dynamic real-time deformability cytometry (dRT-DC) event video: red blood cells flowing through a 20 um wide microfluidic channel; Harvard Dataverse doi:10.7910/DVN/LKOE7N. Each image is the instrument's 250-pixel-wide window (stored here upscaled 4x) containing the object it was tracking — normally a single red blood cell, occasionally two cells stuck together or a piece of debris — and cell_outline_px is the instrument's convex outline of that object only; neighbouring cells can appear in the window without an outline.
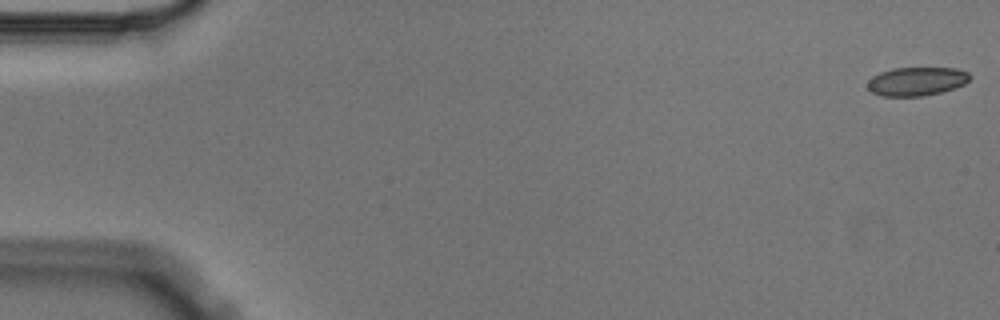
{"species": "Egyptian fruit bat (a non-hibernating species)", "species_latin": "Rousettus aegyptiacus", "temperature_condition": "cold", "stored_images_in_passage": 6, "camera_frame_rate_fps": 3000, "um_per_image_px": 0.085, "animal": {"sex": "male"}, "frame": {"image": 1, "passage_image": 1, "time_ms": 0.0, "image_size_px": [1000, 320], "cell_outline_px": [[972, 76], [964, 84], [956, 88], [924, 96], [880, 96], [872, 92], [868, 88], [868, 80], [872, 76], [880, 72], [892, 68], [956, 68], [968, 72]], "centroid_in_image_um": [77.91, 6.91], "position_along_channel_um": 7.1, "area_um2": 17.17}}
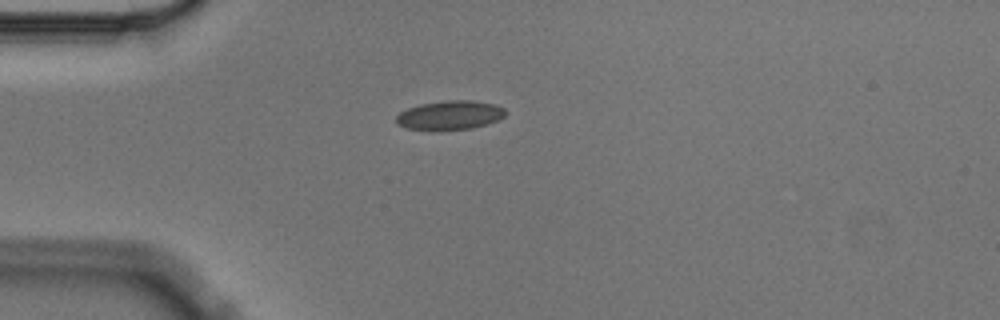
{"frame": {"image": 2, "passage_image": 5, "time_ms": 1.333, "image_size_px": [1000, 320], "cell_outline_px": [[508, 112], [504, 116], [488, 124], [472, 128], [436, 132], [432, 132], [408, 128], [396, 124], [396, 116], [400, 112], [408, 108], [420, 104], [448, 100], [472, 100], [496, 104], [504, 108]], "centroid_in_image_um": [38.23, 9.81], "position_along_channel_um": 46.8, "area_um2": 19.02}}
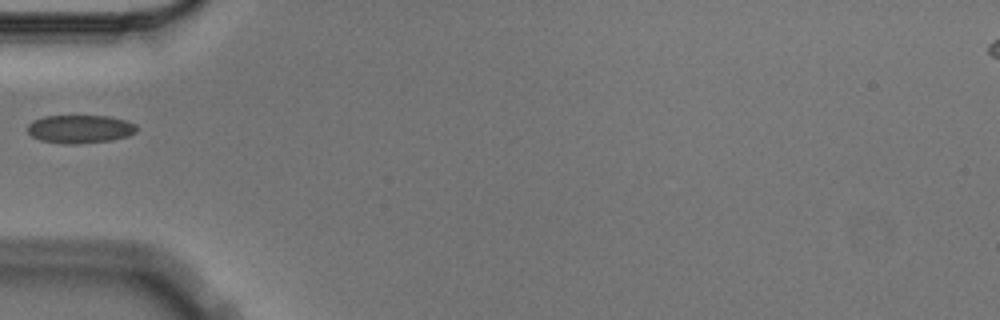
{"frame": {"image": 3, "passage_image": 6, "time_ms": 1.667, "image_size_px": [1000, 320], "cell_outline_px": [[136, 132], [128, 136], [112, 140], [76, 144], [64, 144], [40, 140], [32, 136], [28, 132], [28, 124], [32, 120], [44, 116], [108, 116], [128, 120], [136, 124]], "centroid_in_image_um": [6.81, 10.96], "position_along_channel_um": 78.2, "area_um2": 18.09}}